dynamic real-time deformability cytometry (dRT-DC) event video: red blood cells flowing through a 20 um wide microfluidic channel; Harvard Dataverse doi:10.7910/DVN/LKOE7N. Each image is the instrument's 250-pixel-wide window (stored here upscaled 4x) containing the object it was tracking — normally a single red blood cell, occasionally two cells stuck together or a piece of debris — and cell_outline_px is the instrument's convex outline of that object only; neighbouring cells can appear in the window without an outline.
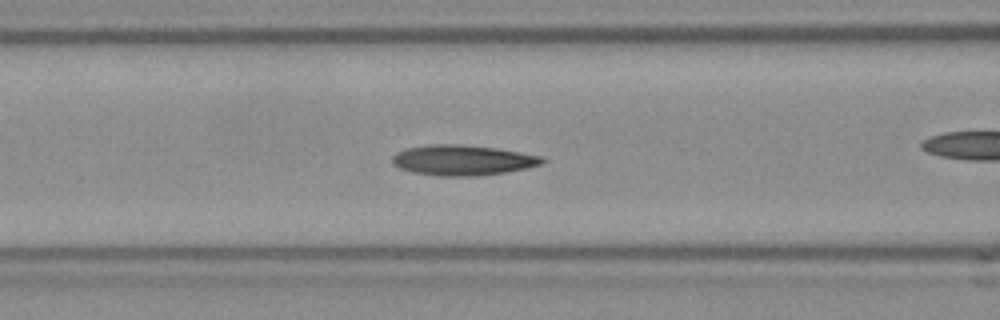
{"species": "Egyptian fruit bat (a non-hibernating species)", "species_latin": "Rousettus aegyptiacus", "temperature_condition": "room temperature", "stored_images_in_passage": 39, "camera_frame_rate_fps": 3000, "um_per_image_px": 0.085, "frame": {"image": 1, "passage_image": 12, "time_ms": 3.667, "image_size_px": [1000, 320], "cell_outline_px": [[544, 160], [540, 164], [524, 168], [504, 172], [476, 176], [440, 176], [416, 172], [400, 168], [392, 164], [392, 156], [396, 152], [408, 148], [428, 144], [460, 144], [496, 148], [520, 152], [540, 156]], "centroid_in_image_um": [39.27, 13.6], "position_along_channel_um": 127.3, "area_um2": 26.18}, "authors_computed_cell_mechanics": {"area_um2": 25.5476, "velocity_mm_per_s": 3.838, "shape_relaxation_time_tau1_ms": null, "shape_relaxation_time_tau2_ms": 4.9883, "deformation_change_tau1": null, "deformation_change_tau2": 0.1322}}